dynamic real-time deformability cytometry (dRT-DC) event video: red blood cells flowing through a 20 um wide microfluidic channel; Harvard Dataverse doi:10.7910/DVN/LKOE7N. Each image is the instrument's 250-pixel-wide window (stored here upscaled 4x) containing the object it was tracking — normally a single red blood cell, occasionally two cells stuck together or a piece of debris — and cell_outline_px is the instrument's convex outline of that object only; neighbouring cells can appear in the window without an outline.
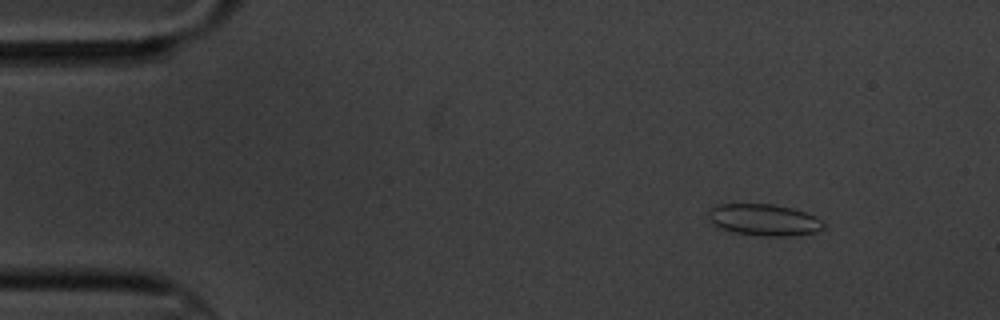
{"species": "common noctule bat (a hibernating species)", "species_latin": "Nyctalus noctula", "temperature_condition": "cold", "stored_images_in_passage": 5, "camera_frame_rate_fps": 3000, "um_per_image_px": 0.085, "animal": {"sex": "male", "body_mass_g": 20.1, "forearm_length_mm": 53.5}, "frame": {"image": 1, "passage_image": 2, "time_ms": 1.0, "image_size_px": [1000, 320], "cell_outline_px": [[824, 228], [816, 232], [792, 236], [764, 236], [732, 232], [720, 228], [712, 224], [708, 220], [708, 212], [716, 204], [772, 204], [792, 208], [816, 216], [824, 224]], "centroid_in_image_um": [64.92, 18.69], "position_along_channel_um": 20.1, "area_um2": 21.33}}